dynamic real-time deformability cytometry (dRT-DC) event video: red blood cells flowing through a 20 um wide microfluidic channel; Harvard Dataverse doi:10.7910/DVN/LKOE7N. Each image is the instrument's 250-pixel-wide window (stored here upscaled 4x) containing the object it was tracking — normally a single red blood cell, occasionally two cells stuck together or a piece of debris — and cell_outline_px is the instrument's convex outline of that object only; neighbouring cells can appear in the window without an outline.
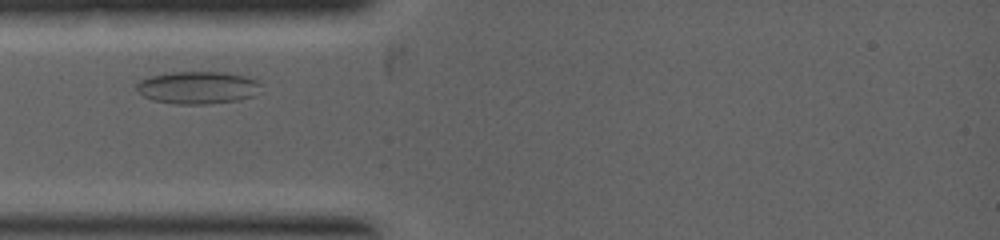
{"species": "common noctule bat (a hibernating species)", "species_latin": "Nyctalus noctula", "temperature_condition": "warm", "stored_images_in_passage": 1, "camera_frame_rate_fps": 5000, "um_per_image_px": 0.085, "animal": {"sex": "female", "body_mass_g": 19.0, "forearm_length_mm": 53.3}, "frame": {"image": 1, "passage_image": 1, "time_ms": 0.0, "image_size_px": [1000, 240], "cell_outline_px": [[260, 84], [256, 96], [240, 100], [208, 104], [176, 104], [152, 100], [136, 92], [136, 84], [140, 80], [152, 76], [168, 72], [224, 72], [244, 76], [256, 80]], "centroid_in_image_um": [16.79, 7.45], "position_along_channel_um": 68.2, "area_um2": 23.7}}